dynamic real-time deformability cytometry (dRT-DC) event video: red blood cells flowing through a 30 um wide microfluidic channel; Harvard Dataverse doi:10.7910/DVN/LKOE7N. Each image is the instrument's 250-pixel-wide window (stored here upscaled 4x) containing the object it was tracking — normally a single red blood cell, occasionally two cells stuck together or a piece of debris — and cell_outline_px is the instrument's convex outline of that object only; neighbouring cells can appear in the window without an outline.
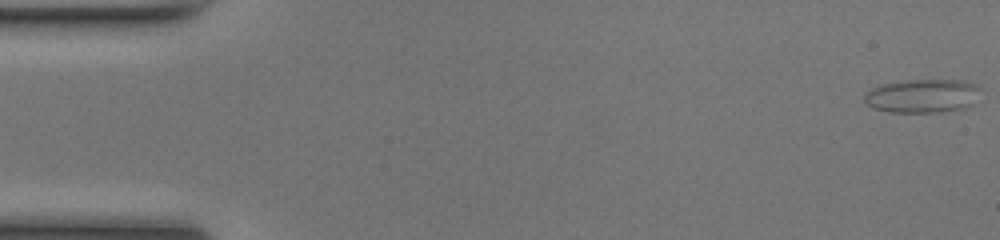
{"species": "common noctule bat (a hibernating species)", "species_latin": "Nyctalus noctula", "temperature_condition": "room temperature", "stored_images_in_passage": 50, "camera_frame_rate_fps": 3000, "um_per_image_px": 0.085, "animal": {"sex": "female", "body_mass_g": 17.0, "forearm_length_mm": 48.0}, "frame": {"image": 1, "passage_image": 1, "time_ms": 0.0, "image_size_px": [1000, 240], "cell_outline_px": [[980, 88], [972, 104], [964, 108], [936, 112], [888, 112], [872, 108], [864, 100], [864, 92], [872, 88], [884, 84], [908, 80], [964, 80], [976, 84]], "centroid_in_image_um": [78.38, 8.15], "position_along_channel_um": 6.6, "area_um2": 22.66}}
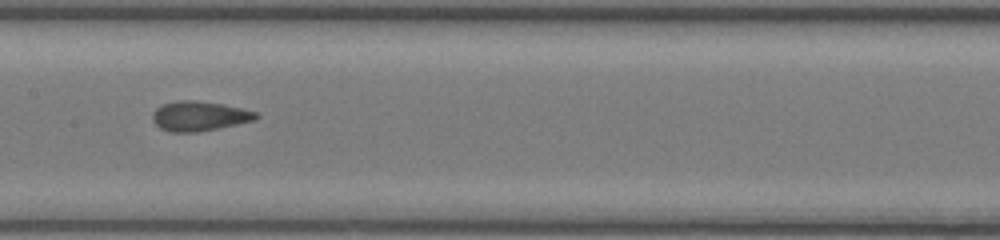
{"frame": {"image": 2, "passage_image": 25, "time_ms": 8.0, "image_size_px": [1000, 240], "cell_outline_px": [[260, 116], [256, 120], [200, 132], [168, 132], [160, 128], [152, 120], [152, 112], [156, 108], [164, 104], [180, 100], [192, 100], [220, 104], [240, 108], [256, 112]], "centroid_in_image_um": [16.92, 9.88], "position_along_channel_um": 190.5, "area_um2": 17.86}}
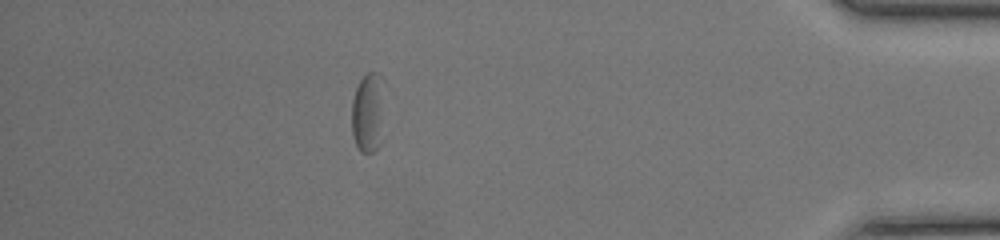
{"frame": {"image": 3, "passage_image": 44, "time_ms": 14.333, "image_size_px": [1000, 240], "cell_outline_px": [[380, 144], [372, 152], [360, 152], [352, 136], [352, 100], [356, 88], [360, 80], [368, 72], [376, 72]], "centroid_in_image_um": [31.12, 9.72], "position_along_channel_um": 404.1, "area_um2": 13.24}, "authors_computed_cell_mechanics": {"area_um2": 17.5134, "velocity_mm_per_s": 4.1656, "shape_relaxation_time_tau1_ms": 6.3714, "shape_relaxation_time_tau2_ms": 1.3297, "deformation_change_tau1": 0.1267, "deformation_change_tau2": 0.0688}}